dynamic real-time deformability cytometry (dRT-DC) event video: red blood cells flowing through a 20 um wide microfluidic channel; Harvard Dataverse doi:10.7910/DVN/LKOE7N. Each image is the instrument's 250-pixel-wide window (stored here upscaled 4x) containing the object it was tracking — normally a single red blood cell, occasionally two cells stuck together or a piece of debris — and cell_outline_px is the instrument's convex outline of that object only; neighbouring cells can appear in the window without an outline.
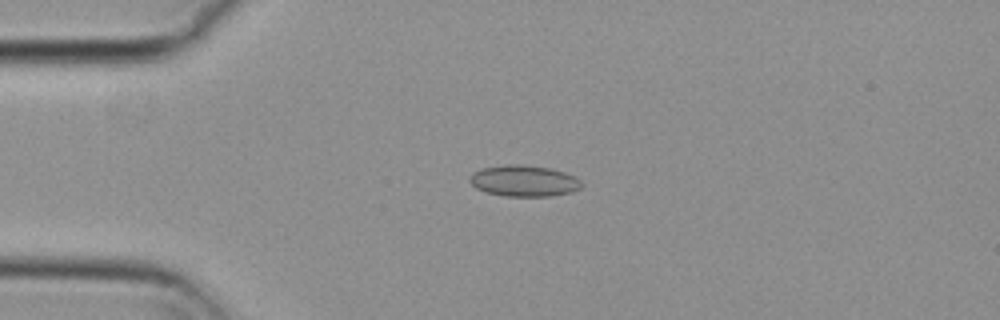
{"species": "common noctule bat (a hibernating species)", "species_latin": "Nyctalus noctula", "temperature_condition": "cold", "stored_images_in_passage": 56, "camera_frame_rate_fps": 3000, "um_per_image_px": 0.085, "animal": {"sex": "female", "body_mass_g": 29.2, "forearm_length_mm": 56.3}, "frame": {"image": 1, "passage_image": 14, "time_ms": 4.333, "image_size_px": [1000, 320], "cell_outline_px": [[584, 184], [580, 188], [572, 192], [552, 196], [504, 196], [488, 192], [476, 188], [468, 180], [468, 176], [472, 172], [480, 168], [504, 164], [520, 164], [552, 168], [576, 176]], "centroid_in_image_um": [44.54, 15.36], "position_along_channel_um": 40.5, "area_um2": 20.69}}
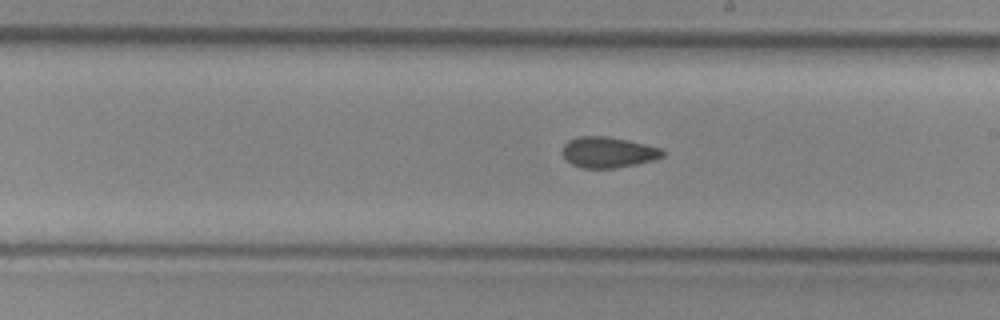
{"frame": {"image": 2, "passage_image": 32, "time_ms": 10.333, "image_size_px": [1000, 320], "cell_outline_px": [[664, 156], [656, 160], [616, 168], [584, 168], [572, 164], [560, 152], [564, 144], [568, 140], [576, 136], [608, 136], [628, 140], [660, 148], [664, 152]], "centroid_in_image_um": [51.68, 12.94], "position_along_channel_um": 237.3, "area_um2": 18.09}}
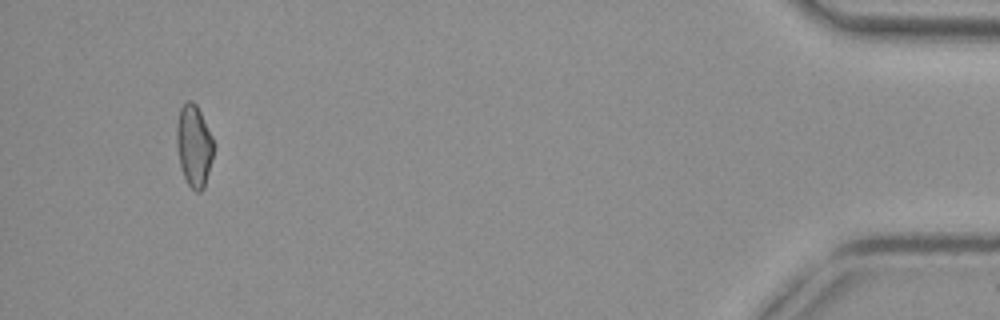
{"frame": {"image": 3, "passage_image": 53, "time_ms": 17.333, "image_size_px": [1000, 320], "cell_outline_px": [[216, 144], [212, 160], [204, 188], [200, 192], [196, 192], [188, 184], [184, 176], [180, 164], [176, 144], [176, 128], [180, 108], [188, 100], [192, 100], [196, 104]], "centroid_in_image_um": [16.5, 12.39], "position_along_channel_um": 418.7, "area_um2": 17.74}, "authors_computed_cell_mechanics": {"area_um2": 18.2648, "velocity_mm_per_s": 3.7188, "shape_relaxation_time_tau1_ms": null, "shape_relaxation_time_tau2_ms": 3.3791, "deformation_change_tau1": null, "deformation_change_tau2": 0.0858}}